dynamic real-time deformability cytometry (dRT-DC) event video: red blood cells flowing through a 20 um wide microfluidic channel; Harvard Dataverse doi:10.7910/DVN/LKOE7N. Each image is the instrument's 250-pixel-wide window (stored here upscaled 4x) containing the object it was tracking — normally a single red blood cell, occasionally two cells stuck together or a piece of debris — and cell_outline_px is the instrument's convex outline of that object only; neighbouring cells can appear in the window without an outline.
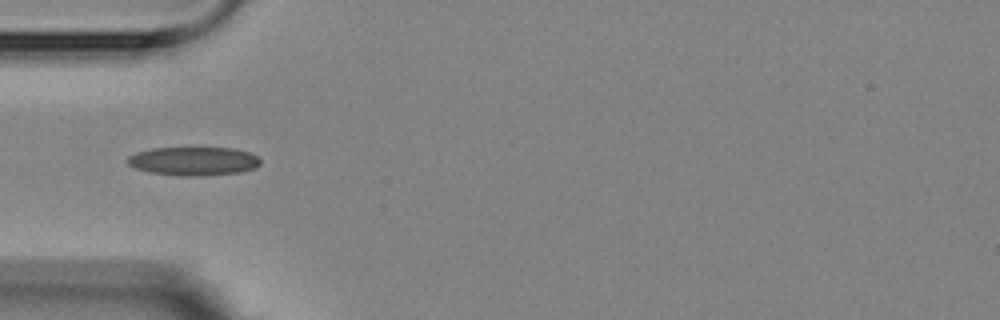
{"species": "Egyptian fruit bat (a non-hibernating species)", "species_latin": "Rousettus aegyptiacus", "temperature_condition": "room temperature", "stored_images_in_passage": 3, "camera_frame_rate_fps": 3000, "um_per_image_px": 0.085, "animal": {"sex": "female"}, "frame": {"image": 1, "passage_image": 2, "time_ms": 1.0, "image_size_px": [1000, 320], "cell_outline_px": [[260, 164], [256, 168], [240, 172], [200, 176], [180, 176], [148, 172], [136, 168], [128, 164], [128, 156], [136, 152], [152, 148], [236, 148], [252, 152], [260, 156]], "centroid_in_image_um": [16.51, 13.69], "position_along_channel_um": 68.5, "area_um2": 22.43}}